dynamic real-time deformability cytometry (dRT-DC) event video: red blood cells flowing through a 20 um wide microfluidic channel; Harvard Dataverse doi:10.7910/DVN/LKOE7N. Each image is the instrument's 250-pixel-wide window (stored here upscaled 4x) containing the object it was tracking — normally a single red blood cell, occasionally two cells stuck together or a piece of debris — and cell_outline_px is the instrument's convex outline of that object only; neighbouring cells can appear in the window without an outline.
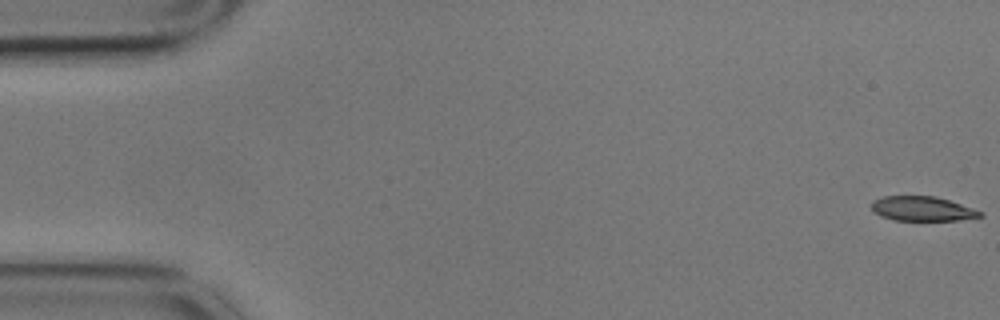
{"species": "common noctule bat (a hibernating species)", "species_latin": "Nyctalus noctula", "temperature_condition": "cold", "stored_images_in_passage": 44, "camera_frame_rate_fps": 3000, "um_per_image_px": 0.085, "animal": {"sex": "male", "body_mass_g": 17.9}, "frame": {"image": 1, "passage_image": 1, "time_ms": 0.0, "image_size_px": [1000, 320], "cell_outline_px": [[984, 216], [960, 220], [892, 220], [880, 216], [872, 212], [872, 200], [884, 196], [936, 196], [984, 212]], "centroid_in_image_um": [78.37, 17.74], "position_along_channel_um": 6.6, "area_um2": 15.61}}
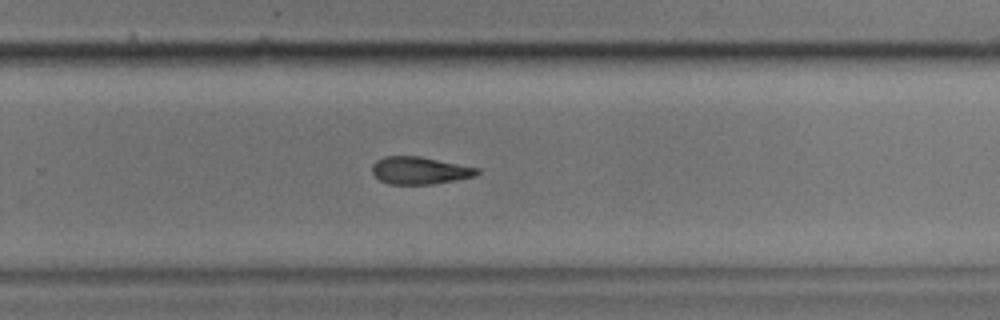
{"frame": {"image": 2, "passage_image": 37, "time_ms": 12.0, "image_size_px": [1000, 320], "cell_outline_px": [[480, 172], [476, 176], [432, 184], [388, 184], [380, 180], [372, 172], [372, 164], [376, 160], [384, 156], [420, 156], [480, 168]], "centroid_in_image_um": [35.68, 14.48], "position_along_channel_um": 294.1, "area_um2": 16.82}}
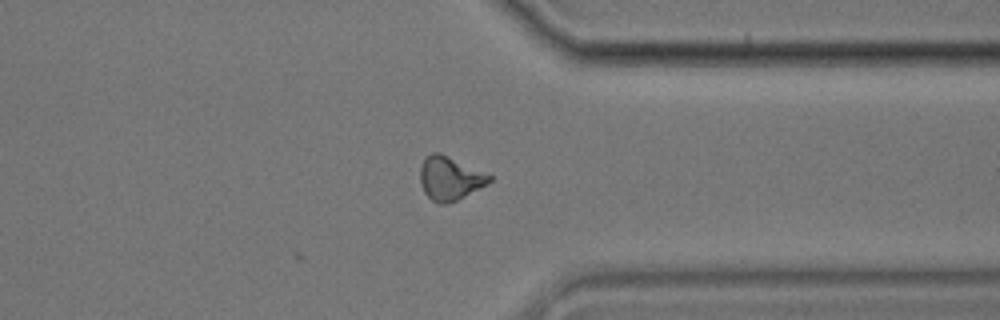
{"frame": {"image": 3, "passage_image": 44, "time_ms": 14.333, "image_size_px": [1000, 320], "cell_outline_px": [[492, 180], [488, 184], [448, 204], [440, 204], [432, 200], [424, 192], [420, 184], [420, 164], [424, 156], [432, 152], [440, 152], [492, 176]], "centroid_in_image_um": [38.2, 15.14], "position_along_channel_um": 373.2, "area_um2": 17.63}, "authors_computed_cell_mechanics": {"area_um2": 17.4556, "velocity_mm_per_s": 3.5172, "shape_relaxation_time_tau1_ms": 8.6373, "shape_relaxation_time_tau2_ms": 4.0069, "deformation_change_tau1": 0.2067, "deformation_change_tau2": 0.1111}}